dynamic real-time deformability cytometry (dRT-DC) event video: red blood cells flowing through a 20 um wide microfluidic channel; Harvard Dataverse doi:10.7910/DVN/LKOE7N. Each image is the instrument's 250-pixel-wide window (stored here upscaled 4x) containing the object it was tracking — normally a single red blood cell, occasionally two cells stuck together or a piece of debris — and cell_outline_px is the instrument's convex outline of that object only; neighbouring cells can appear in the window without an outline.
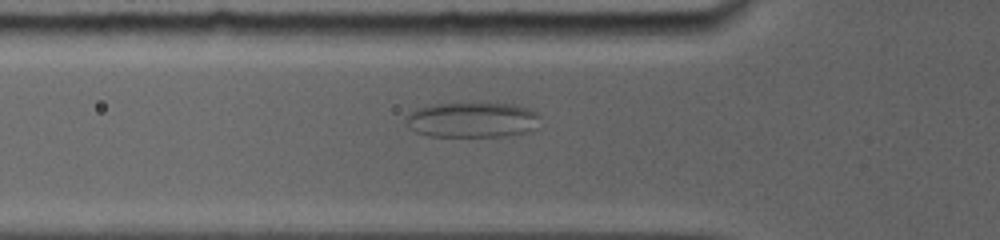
{"species": "common noctule bat (a hibernating species)", "species_latin": "Nyctalus noctula", "temperature_condition": "room temperature", "stored_images_in_passage": 47, "camera_frame_rate_fps": 5000, "um_per_image_px": 0.085, "animal": {"sex": "female", "body_mass_g": 19.0, "forearm_length_mm": 56.7}, "frame": {"image": 1, "passage_image": 13, "time_ms": 3.6, "image_size_px": [1000, 240], "cell_outline_px": [[540, 116], [536, 128], [528, 132], [504, 136], [428, 136], [416, 132], [408, 128], [404, 116], [416, 108], [432, 104], [480, 100], [516, 104], [528, 108], [536, 112]], "centroid_in_image_um": [40.13, 10.13], "position_along_channel_um": 85.7, "area_um2": 28.9}}
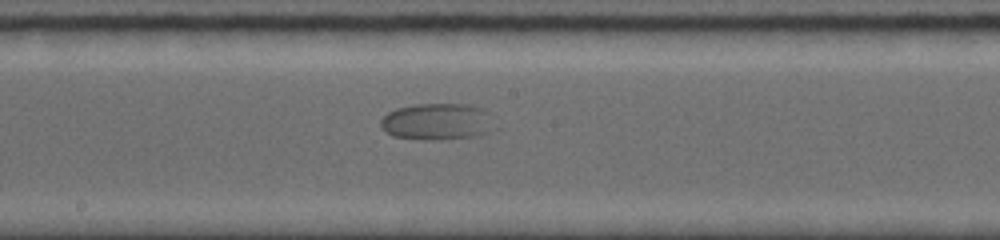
{"frame": {"image": 2, "passage_image": 24, "time_ms": 7.0, "image_size_px": [1000, 240], "cell_outline_px": [[496, 128], [488, 132], [472, 136], [428, 140], [424, 140], [392, 136], [380, 124], [380, 120], [388, 112], [396, 108], [416, 104], [468, 104], [484, 108], [488, 112]], "centroid_in_image_um": [37.18, 10.32], "position_along_channel_um": 211.0, "area_um2": 24.28}}
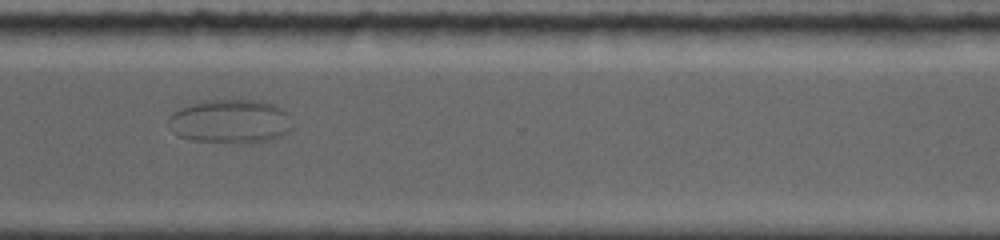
{"frame": {"image": 3, "passage_image": 36, "time_ms": 10.8, "image_size_px": [1000, 240], "cell_outline_px": [[296, 124], [288, 132], [272, 140], [252, 144], [248, 144], [192, 140], [180, 136], [172, 132], [168, 120], [168, 116], [172, 112], [180, 108], [204, 100], [256, 100], [276, 104], [284, 108]], "centroid_in_image_um": [19.65, 10.32], "position_along_channel_um": 350.9, "area_um2": 32.43}}